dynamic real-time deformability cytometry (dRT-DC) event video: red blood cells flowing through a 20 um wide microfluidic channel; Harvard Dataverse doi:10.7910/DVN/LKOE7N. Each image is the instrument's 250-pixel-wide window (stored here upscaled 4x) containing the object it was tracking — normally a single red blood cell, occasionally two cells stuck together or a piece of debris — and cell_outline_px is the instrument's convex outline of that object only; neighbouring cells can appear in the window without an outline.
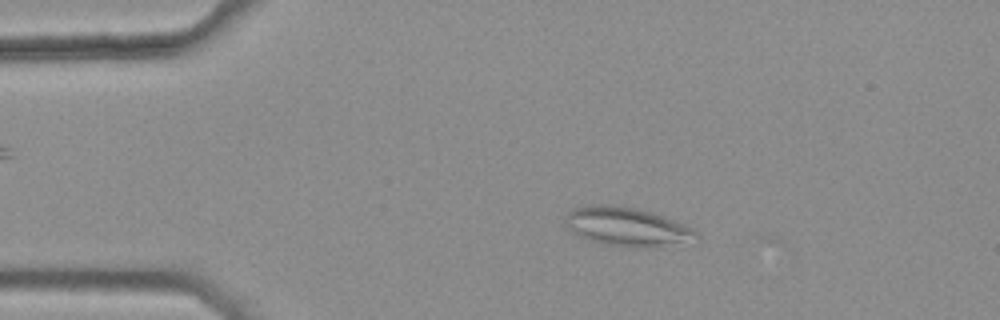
{"species": "common noctule bat (a hibernating species)", "species_latin": "Nyctalus noctula", "temperature_condition": "warm", "stored_images_in_passage": 7, "camera_frame_rate_fps": 3000, "um_per_image_px": 0.085, "animal": {"sex": "female", "body_mass_g": 25.1}, "frame": {"image": 1, "passage_image": 1, "time_ms": 0.0, "image_size_px": [1000, 320], "cell_outline_px": [[700, 236], [656, 248], [636, 248], [604, 244], [588, 240], [576, 236], [564, 224], [564, 220], [568, 212], [576, 208], [592, 204], [604, 204], [632, 208], [648, 212], [672, 220], [692, 228]], "centroid_in_image_um": [53.18, 19.29], "position_along_channel_um": 31.8, "area_um2": 29.13}}